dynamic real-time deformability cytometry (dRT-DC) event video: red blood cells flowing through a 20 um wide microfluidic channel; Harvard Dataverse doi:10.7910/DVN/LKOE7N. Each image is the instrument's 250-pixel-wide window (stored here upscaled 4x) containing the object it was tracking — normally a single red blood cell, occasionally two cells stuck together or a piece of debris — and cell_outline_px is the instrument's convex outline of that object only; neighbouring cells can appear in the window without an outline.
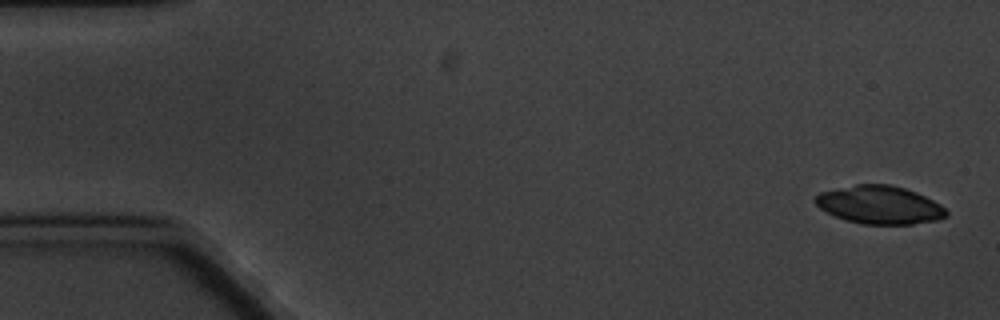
{"species": "common noctule bat (a hibernating species)", "species_latin": "Nyctalus noctula", "temperature_condition": "cold", "stored_images_in_passage": 7, "camera_frame_rate_fps": 3000, "um_per_image_px": 0.085, "animal": {"sex": "male", "body_mass_g": 20.1, "forearm_length_mm": 53.5}, "frame": {"image": 1, "passage_image": 1, "time_ms": 0.0, "image_size_px": [1000, 320], "cell_outline_px": [[948, 216], [936, 220], [912, 224], [860, 224], [836, 216], [820, 208], [812, 200], [820, 192], [856, 184], [888, 184], [904, 188], [916, 192], [940, 204], [948, 212]], "centroid_in_image_um": [74.76, 17.41], "position_along_channel_um": 10.2, "area_um2": 28.9}}